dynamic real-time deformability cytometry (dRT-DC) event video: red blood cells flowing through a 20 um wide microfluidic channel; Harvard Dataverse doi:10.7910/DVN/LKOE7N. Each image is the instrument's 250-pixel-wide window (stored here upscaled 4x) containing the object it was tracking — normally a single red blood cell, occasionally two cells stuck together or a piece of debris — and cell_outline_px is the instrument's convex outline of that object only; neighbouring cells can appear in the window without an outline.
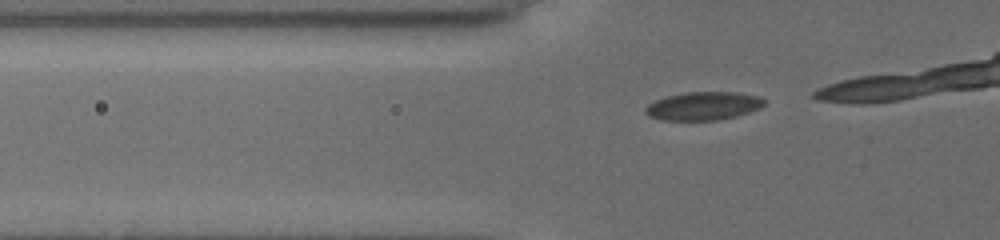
{"species": "common noctule bat (a hibernating species)", "species_latin": "Nyctalus noctula", "temperature_condition": "cold", "stored_images_in_passage": 8, "camera_frame_rate_fps": 3000, "um_per_image_px": 0.085, "animal": {"sex": "female", "body_mass_g": 19.5, "forearm_length_mm": 54.1}, "frame": {"image": 1, "passage_image": 2, "time_ms": 0.333, "image_size_px": [1000, 240], "cell_outline_px": [[764, 104], [748, 112], [736, 116], [720, 120], [664, 120], [652, 116], [644, 112], [644, 108], [648, 104], [656, 100], [668, 96], [688, 92], [732, 92], [756, 96], [764, 100]], "centroid_in_image_um": [59.74, 9.01], "position_along_channel_um": 66.1, "area_um2": 19.13}}
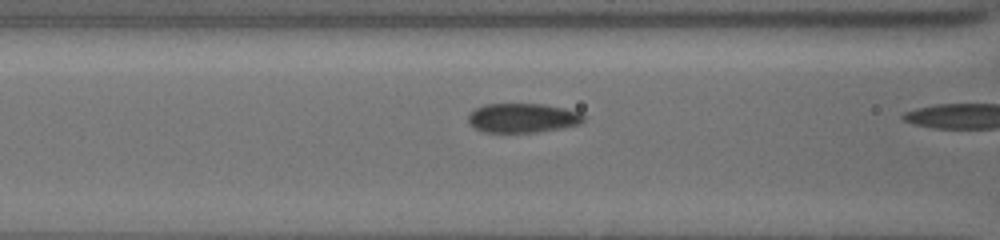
{"frame": {"image": 2, "passage_image": 7, "time_ms": 2.0, "image_size_px": [1000, 240], "cell_outline_px": [[584, 120], [576, 124], [560, 128], [536, 132], [484, 132], [472, 128], [468, 120], [468, 116], [476, 108], [484, 104], [544, 104], [564, 108], [580, 112], [584, 116]], "centroid_in_image_um": [44.38, 10.02], "position_along_channel_um": 122.2, "area_um2": 19.59}}